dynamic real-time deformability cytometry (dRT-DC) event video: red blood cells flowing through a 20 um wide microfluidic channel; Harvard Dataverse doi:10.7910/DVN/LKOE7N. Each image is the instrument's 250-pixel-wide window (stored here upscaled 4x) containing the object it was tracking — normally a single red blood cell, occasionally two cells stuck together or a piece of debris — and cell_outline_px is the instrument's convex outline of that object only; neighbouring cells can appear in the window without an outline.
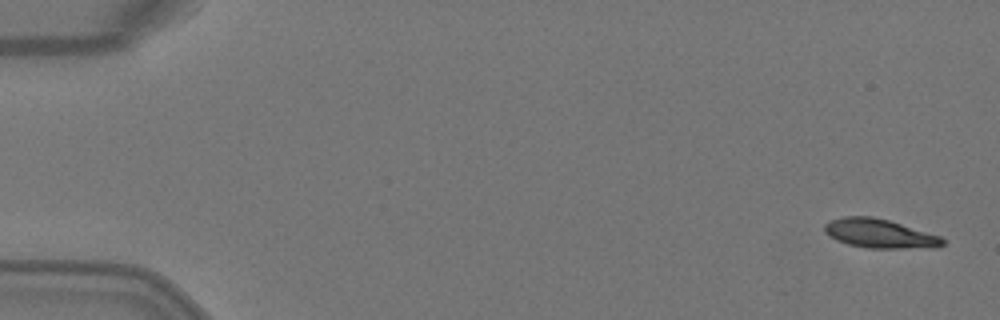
{"species": "Egyptian fruit bat (a non-hibernating species)", "species_latin": "Rousettus aegyptiacus", "temperature_condition": "warm", "stored_images_in_passage": 4, "camera_frame_rate_fps": 3000, "um_per_image_px": 0.085, "animal": {"sex": "female"}, "frame": {"image": 1, "passage_image": 1, "time_ms": 0.0, "image_size_px": [1000, 320], "cell_outline_px": [[944, 244], [936, 248], [868, 248], [848, 244], [836, 240], [824, 232], [824, 224], [832, 220], [844, 216], [872, 216], [888, 220], [940, 236], [944, 240]], "centroid_in_image_um": [74.76, 19.86], "position_along_channel_um": 10.2, "area_um2": 19.88}}
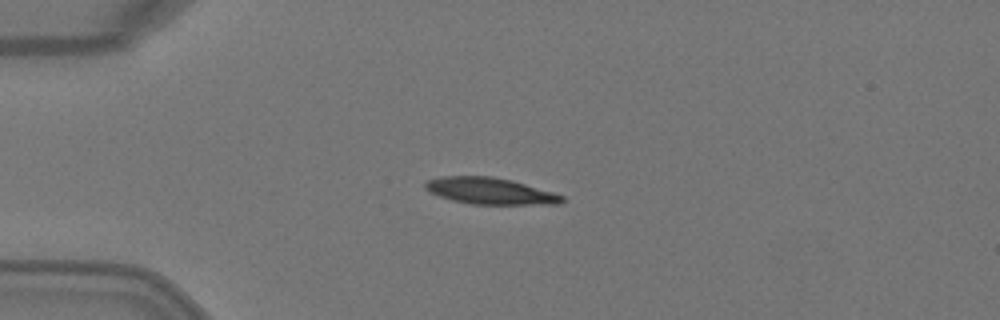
{"frame": {"image": 2, "passage_image": 4, "time_ms": 1.0, "image_size_px": [1000, 320], "cell_outline_px": [[564, 200], [560, 204], [472, 204], [452, 200], [428, 192], [424, 188], [424, 184], [428, 180], [444, 176], [492, 176], [512, 180], [552, 192], [564, 196]], "centroid_in_image_um": [41.64, 16.23], "position_along_channel_um": 43.4, "area_um2": 21.04}}